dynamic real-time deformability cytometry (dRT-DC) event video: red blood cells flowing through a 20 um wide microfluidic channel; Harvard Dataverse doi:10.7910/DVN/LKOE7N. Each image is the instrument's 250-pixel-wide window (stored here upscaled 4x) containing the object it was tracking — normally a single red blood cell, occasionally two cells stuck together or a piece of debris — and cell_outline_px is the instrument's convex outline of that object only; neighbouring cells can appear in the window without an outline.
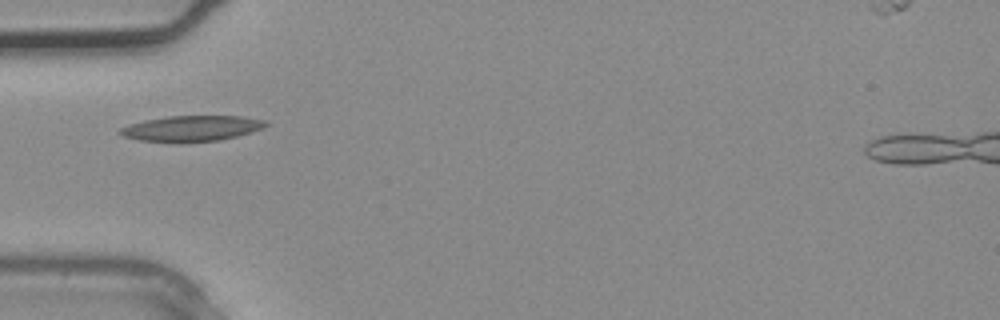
{"species": "common noctule bat (a hibernating species)", "species_latin": "Nyctalus noctula", "temperature_condition": "warm", "stored_images_in_passage": 3, "camera_frame_rate_fps": 3000, "um_per_image_px": 0.085, "animal": {"sex": "male", "body_mass_g": 20.4}, "frame": {"image": 1, "passage_image": 3, "time_ms": 0.667, "image_size_px": [1000, 320], "cell_outline_px": [[268, 124], [264, 128], [252, 132], [220, 140], [180, 144], [176, 144], [140, 140], [124, 136], [116, 132], [120, 128], [132, 124], [148, 120], [168, 116], [240, 116], [264, 120]], "centroid_in_image_um": [16.29, 10.94], "position_along_channel_um": 68.7, "area_um2": 22.02}}